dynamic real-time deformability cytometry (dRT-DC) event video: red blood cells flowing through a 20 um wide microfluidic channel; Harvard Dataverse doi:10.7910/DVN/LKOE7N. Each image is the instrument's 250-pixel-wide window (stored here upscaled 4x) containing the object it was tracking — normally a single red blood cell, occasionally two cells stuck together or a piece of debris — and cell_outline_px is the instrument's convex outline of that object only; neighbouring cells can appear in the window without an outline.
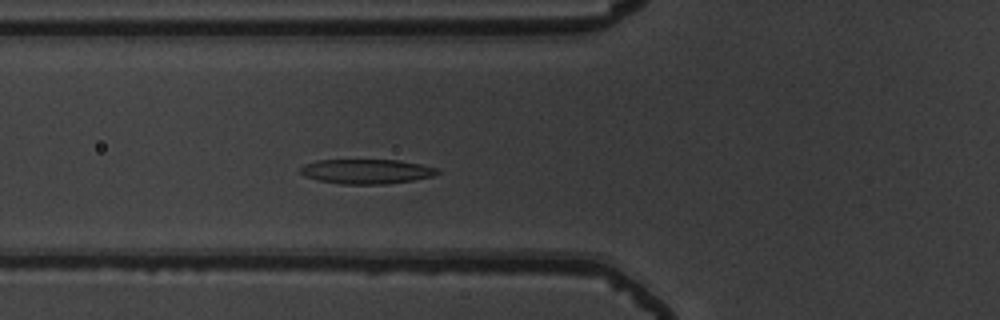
{"species": "common noctule bat (a hibernating species)", "species_latin": "Nyctalus noctula", "temperature_condition": "warm", "stored_images_in_passage": 44, "camera_frame_rate_fps": 3000, "um_per_image_px": 0.085, "animal": {"sex": "male", "body_mass_g": 19.5, "forearm_length_mm": 54.6}, "frame": {"image": 1, "passage_image": 10, "time_ms": 3.0, "image_size_px": [1000, 320], "cell_outline_px": [[440, 172], [432, 176], [412, 180], [388, 184], [340, 184], [316, 180], [304, 176], [300, 172], [300, 168], [304, 164], [316, 160], [400, 160], [440, 168]], "centroid_in_image_um": [31.14, 14.57], "position_along_channel_um": 94.7, "area_um2": 19.83}}
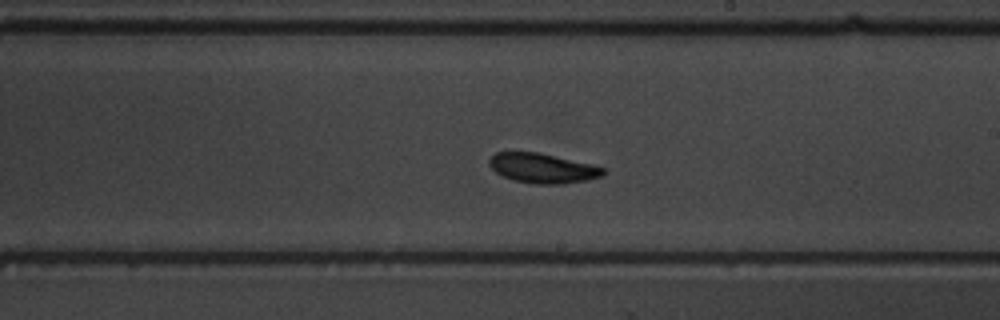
{"frame": {"image": 2, "passage_image": 22, "time_ms": 7.0, "image_size_px": [1000, 320], "cell_outline_px": [[604, 172], [600, 176], [588, 180], [564, 184], [536, 184], [512, 180], [496, 172], [488, 164], [488, 160], [496, 152], [536, 152], [592, 164], [604, 168]], "centroid_in_image_um": [46.1, 14.3], "position_along_channel_um": 242.9, "area_um2": 19.59}}
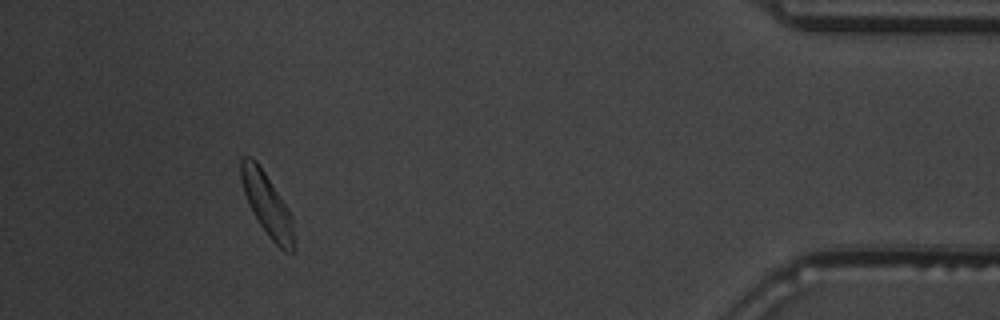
{"frame": {"image": 3, "passage_image": 40, "time_ms": 13.0, "image_size_px": [1000, 320], "cell_outline_px": [[292, 252], [284, 252], [268, 236], [252, 212], [248, 204], [240, 180], [240, 160], [244, 156], [252, 156], [256, 160], [288, 208], [292, 216]], "centroid_in_image_um": [22.65, 17.32], "position_along_channel_um": 412.6, "area_um2": 18.96}, "authors_computed_cell_mechanics": {"area_um2": 19.6809, "velocity_mm_per_s": 3.7132, "shape_relaxation_time_tau1_ms": 4.8685, "shape_relaxation_time_tau2_ms": 2.6771, "deformation_change_tau1": 0.1798, "deformation_change_tau2": 0.0893}}